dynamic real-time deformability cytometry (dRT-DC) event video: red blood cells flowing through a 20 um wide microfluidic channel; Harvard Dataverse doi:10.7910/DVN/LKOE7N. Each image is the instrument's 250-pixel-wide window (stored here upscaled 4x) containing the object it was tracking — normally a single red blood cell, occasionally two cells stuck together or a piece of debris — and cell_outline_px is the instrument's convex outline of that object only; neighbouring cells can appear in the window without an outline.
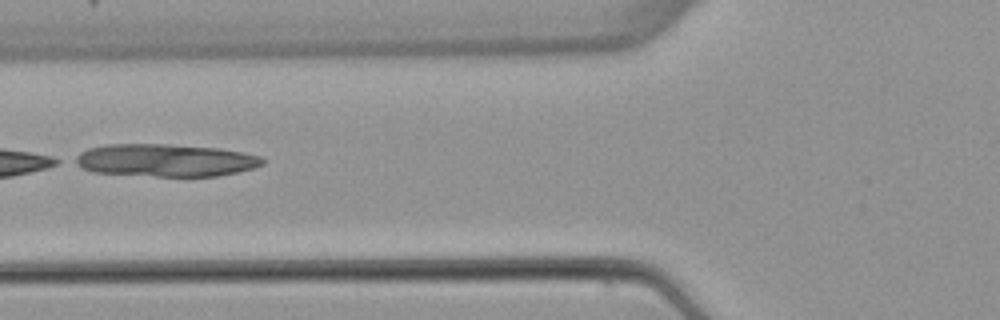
{"species": "common noctule bat (a hibernating species)", "species_latin": "Nyctalus noctula", "temperature_condition": "warm", "stored_images_in_passage": 6, "camera_frame_rate_fps": 3000, "um_per_image_px": 0.085, "animal": {"sex": "female", "body_mass_g": 22.7, "forearm_length_mm": 54.2}, "frame": {"image": 1, "passage_image": 6, "time_ms": 6.333, "image_size_px": [1000, 320], "cell_outline_px": [[264, 164], [252, 168], [236, 172], [216, 176], [156, 176], [92, 172], [80, 168], [72, 164], [68, 160], [80, 152], [88, 148], [104, 144], [168, 144], [220, 148], [244, 152], [260, 156], [264, 160]], "centroid_in_image_um": [13.95, 13.61], "position_along_channel_um": 111.8, "area_um2": 36.07}}